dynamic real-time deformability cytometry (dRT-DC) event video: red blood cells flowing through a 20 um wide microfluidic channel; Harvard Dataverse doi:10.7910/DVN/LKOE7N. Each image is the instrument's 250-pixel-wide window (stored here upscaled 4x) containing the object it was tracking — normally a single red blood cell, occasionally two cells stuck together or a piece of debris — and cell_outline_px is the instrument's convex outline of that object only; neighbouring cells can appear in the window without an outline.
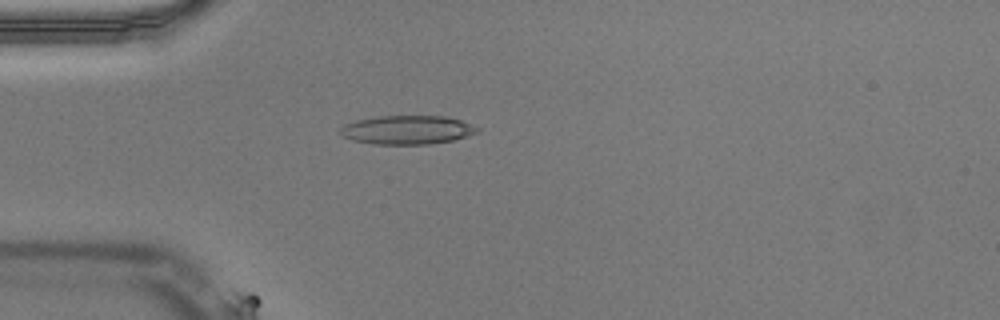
{"species": "Egyptian fruit bat (a non-hibernating species)", "species_latin": "Rousettus aegyptiacus", "temperature_condition": "warm", "stored_images_in_passage": 21, "camera_frame_rate_fps": 3000, "um_per_image_px": 0.085, "animal": {"sex": "male"}, "frame": {"image": 1, "passage_image": 15, "time_ms": 4.667, "image_size_px": [1000, 320], "cell_outline_px": [[480, 128], [476, 132], [452, 140], [428, 144], [376, 144], [352, 140], [344, 136], [340, 132], [340, 128], [344, 124], [356, 120], [380, 116], [444, 116], [460, 120], [472, 124]], "centroid_in_image_um": [34.59, 11.03], "position_along_channel_um": 50.4, "area_um2": 22.72}}